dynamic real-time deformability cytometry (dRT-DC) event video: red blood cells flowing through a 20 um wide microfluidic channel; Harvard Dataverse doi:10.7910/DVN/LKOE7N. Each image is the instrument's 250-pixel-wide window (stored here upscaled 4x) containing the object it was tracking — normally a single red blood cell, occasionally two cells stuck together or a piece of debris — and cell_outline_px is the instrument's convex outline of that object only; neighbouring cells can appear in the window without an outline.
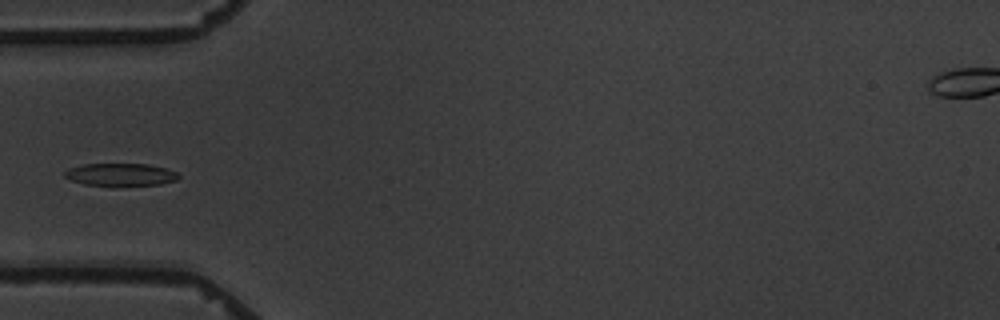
{"species": "common noctule bat (a hibernating species)", "species_latin": "Nyctalus noctula", "temperature_condition": "warm", "stored_images_in_passage": 5, "camera_frame_rate_fps": 3000, "um_per_image_px": 0.085, "animal": {"sex": "male", "body_mass_g": 19.5, "forearm_length_mm": 54.6}, "frame": {"image": 1, "passage_image": 2, "time_ms": 1.0, "image_size_px": [1000, 320], "cell_outline_px": [[180, 176], [176, 180], [160, 184], [112, 188], [84, 184], [72, 180], [64, 176], [64, 172], [68, 168], [84, 164], [148, 164], [164, 168], [176, 172]], "centroid_in_image_um": [10.22, 14.88], "position_along_channel_um": 74.8, "area_um2": 15.49}}
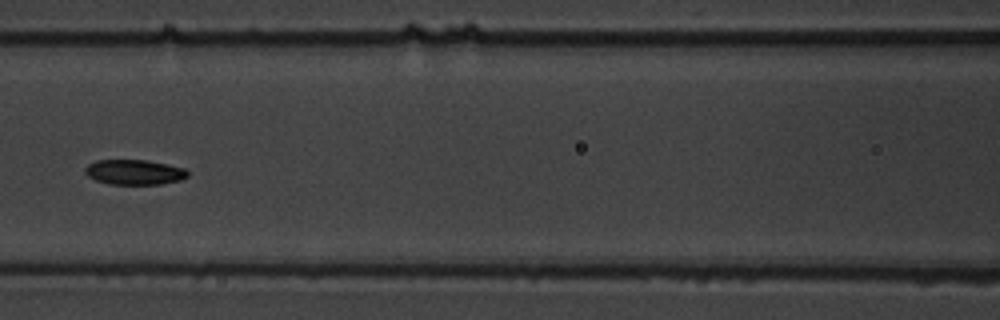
{"frame": {"image": 2, "passage_image": 4, "time_ms": 3.333, "image_size_px": [1000, 320], "cell_outline_px": [[188, 176], [180, 180], [160, 184], [108, 184], [96, 180], [88, 176], [84, 172], [84, 168], [88, 164], [96, 160], [148, 160], [168, 164], [184, 168], [188, 172]], "centroid_in_image_um": [11.4, 14.63], "position_along_channel_um": 155.2, "area_um2": 15.03}}
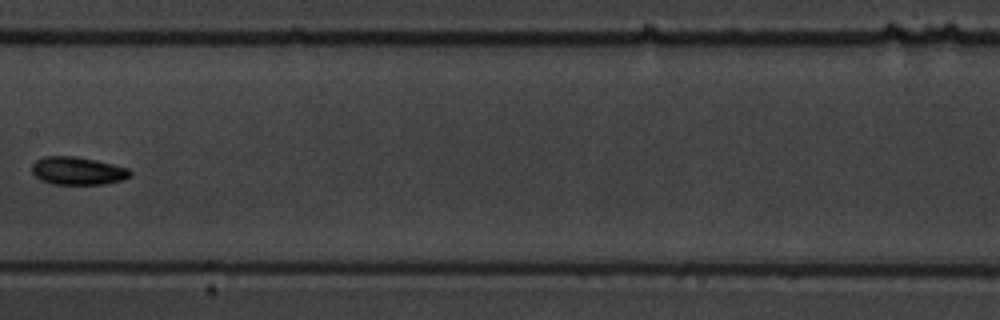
{"frame": {"image": 3, "passage_image": 5, "time_ms": 4.667, "image_size_px": [1000, 320], "cell_outline_px": [[132, 172], [124, 180], [104, 184], [52, 184], [40, 180], [32, 172], [32, 164], [36, 160], [44, 156], [72, 156], [96, 160], [128, 168]], "centroid_in_image_um": [6.59, 14.52], "position_along_channel_um": 200.8, "area_um2": 15.95}}